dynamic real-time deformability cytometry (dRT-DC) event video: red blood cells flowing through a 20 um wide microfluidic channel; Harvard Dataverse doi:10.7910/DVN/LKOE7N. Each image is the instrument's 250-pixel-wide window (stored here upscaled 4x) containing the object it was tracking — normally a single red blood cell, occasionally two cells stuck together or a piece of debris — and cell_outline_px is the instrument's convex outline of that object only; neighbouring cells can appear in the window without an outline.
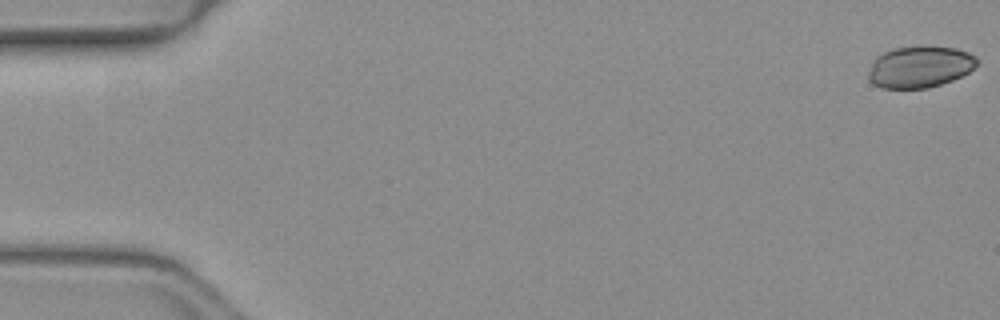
{"species": "common noctule bat (a hibernating species)", "species_latin": "Nyctalus noctula", "temperature_condition": "warm", "stored_images_in_passage": 12, "camera_frame_rate_fps": 3000, "um_per_image_px": 0.085, "animal": {"sex": "female", "body_mass_g": 19.3, "forearm_length_mm": 54.1}, "frame": {"image": 1, "passage_image": 1, "time_ms": 0.0, "image_size_px": [1000, 320], "cell_outline_px": [[980, 60], [968, 72], [952, 80], [928, 88], [884, 88], [872, 84], [868, 80], [868, 72], [872, 60], [876, 56], [892, 48], [924, 44], [956, 48], [968, 52], [976, 56]], "centroid_in_image_um": [78.16, 5.65], "position_along_channel_um": 6.8, "area_um2": 26.88}}